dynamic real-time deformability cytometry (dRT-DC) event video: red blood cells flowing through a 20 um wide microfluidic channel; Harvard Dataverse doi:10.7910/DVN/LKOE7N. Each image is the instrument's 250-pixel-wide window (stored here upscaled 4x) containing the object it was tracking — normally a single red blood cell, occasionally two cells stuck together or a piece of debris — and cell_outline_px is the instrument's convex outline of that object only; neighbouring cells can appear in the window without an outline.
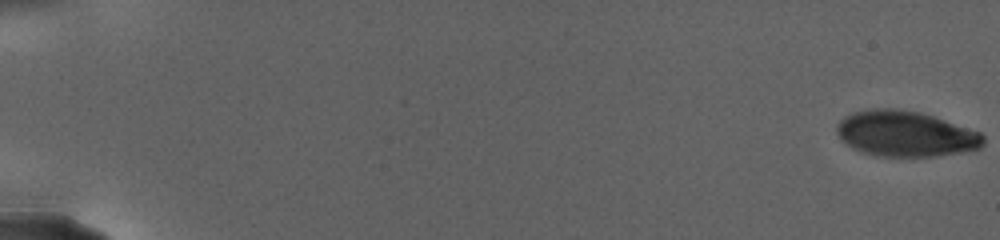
{"species": "human", "species_latin": "Homo sapiens", "temperature_condition": "warm", "stored_images_in_passage": 53, "camera_frame_rate_fps": 3000, "um_per_image_px": 0.085, "donor": {"sex": "female"}, "frame": {"image": 1, "passage_image": 1, "time_ms": 0.0, "image_size_px": [1000, 240], "cell_outline_px": [[984, 144], [980, 148], [964, 152], [936, 156], [884, 156], [864, 152], [852, 148], [836, 132], [836, 124], [844, 116], [852, 112], [872, 108], [892, 108], [920, 112], [980, 132], [984, 136]], "centroid_in_image_um": [76.97, 11.36], "position_along_channel_um": 8.0, "area_um2": 38.73}}
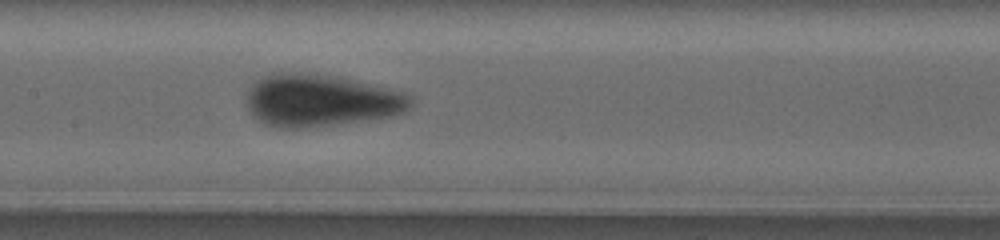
{"frame": {"image": 2, "passage_image": 31, "time_ms": 15.0, "image_size_px": [1000, 240], "cell_outline_px": [[416, 96], [412, 108], [404, 112], [392, 116], [368, 120], [304, 128], [280, 128], [268, 124], [252, 116], [248, 108], [248, 88], [260, 76], [272, 72], [300, 72], [340, 76], [408, 92]], "centroid_in_image_um": [27.34, 8.51], "position_along_channel_um": 180.1, "area_um2": 51.04}}
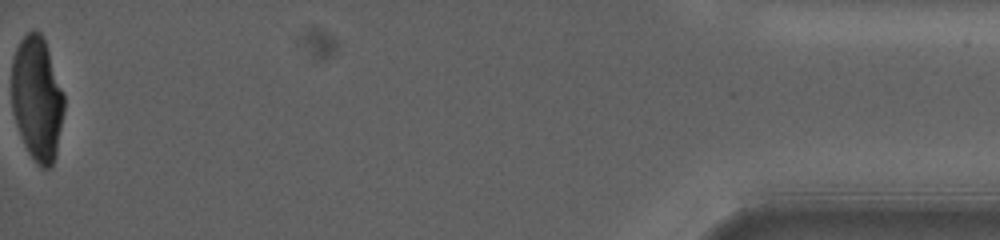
{"frame": {"image": 3, "passage_image": 53, "time_ms": 28.667, "image_size_px": [1000, 240], "cell_outline_px": [[64, 112], [56, 156], [52, 164], [48, 168], [40, 168], [36, 164], [28, 152], [24, 144], [16, 124], [12, 112], [12, 60], [16, 48], [20, 40], [32, 28], [40, 32], [44, 40], [64, 96]], "centroid_in_image_um": [3.14, 8.41], "position_along_channel_um": 432.1, "area_um2": 37.86}, "authors_computed_cell_mechanics": {"area_um2": 43.4078, "velocity_mm_per_s": 2.4815, "shape_relaxation_time_tau1_ms": 4.1341, "shape_relaxation_time_tau2_ms": null, "deformation_change_tau1": 0.153, "deformation_change_tau2": null}}